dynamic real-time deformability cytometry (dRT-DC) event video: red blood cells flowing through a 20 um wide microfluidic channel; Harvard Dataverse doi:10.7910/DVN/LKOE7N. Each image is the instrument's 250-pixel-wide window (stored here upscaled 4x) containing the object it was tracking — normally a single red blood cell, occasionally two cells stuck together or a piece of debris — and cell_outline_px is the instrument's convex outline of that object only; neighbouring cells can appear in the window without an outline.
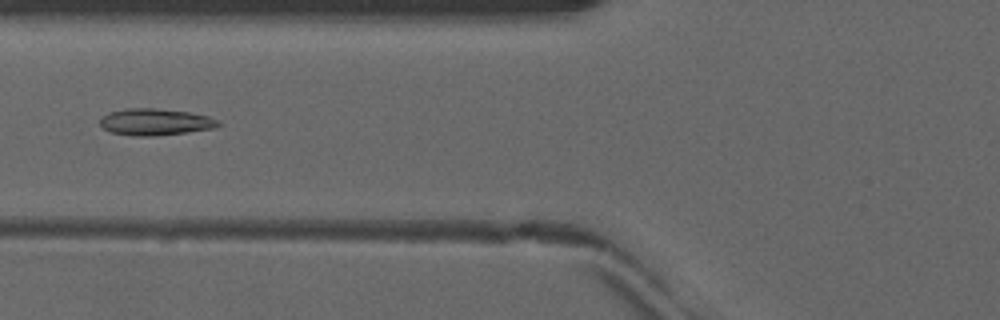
{"species": "common noctule bat (a hibernating species)", "species_latin": "Nyctalus noctula", "temperature_condition": "warm", "stored_images_in_passage": 48, "camera_frame_rate_fps": 3000, "um_per_image_px": 0.085, "animal": {"sex": "male", "forearm_length_mm": 52.5}, "frame": {"image": 1, "passage_image": 18, "time_ms": 5.667, "image_size_px": [1000, 320], "cell_outline_px": [[224, 124], [216, 128], [188, 132], [152, 136], [132, 136], [112, 132], [104, 128], [100, 124], [100, 120], [104, 116], [112, 112], [128, 108], [156, 108], [188, 112], [208, 116], [220, 120]], "centroid_in_image_um": [13.28, 10.37], "position_along_channel_um": 112.5, "area_um2": 18.38}}
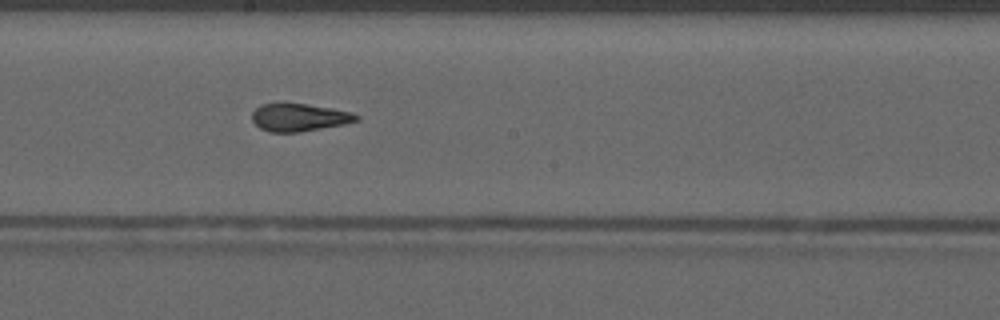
{"frame": {"image": 2, "passage_image": 26, "time_ms": 8.333, "image_size_px": [1000, 320], "cell_outline_px": [[360, 120], [344, 124], [300, 132], [268, 132], [260, 128], [252, 120], [252, 112], [260, 104], [308, 104], [332, 108], [352, 112], [360, 116]], "centroid_in_image_um": [25.45, 9.98], "position_along_channel_um": 222.7, "area_um2": 16.82}}
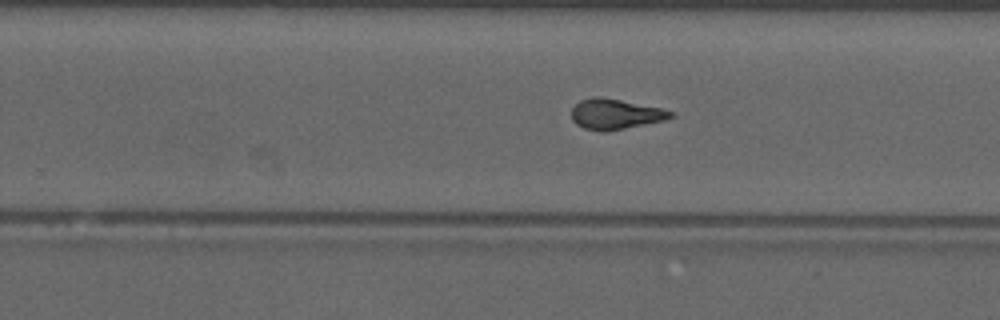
{"frame": {"image": 3, "passage_image": 30, "time_ms": 9.667, "image_size_px": [1000, 320], "cell_outline_px": [[672, 116], [664, 120], [604, 132], [584, 128], [576, 124], [572, 120], [572, 108], [580, 100], [592, 96], [600, 96], [660, 108], [672, 112]], "centroid_in_image_um": [52.23, 9.69], "position_along_channel_um": 277.6, "area_um2": 17.22}, "authors_computed_cell_mechanics": {"area_um2": 17.4845, "velocity_mm_per_s": 4.1284, "shape_relaxation_time_tau1_ms": 10.776, "shape_relaxation_time_tau2_ms": 1.2603, "deformation_change_tau1": 0.3248, "deformation_change_tau2": 0.0873}}